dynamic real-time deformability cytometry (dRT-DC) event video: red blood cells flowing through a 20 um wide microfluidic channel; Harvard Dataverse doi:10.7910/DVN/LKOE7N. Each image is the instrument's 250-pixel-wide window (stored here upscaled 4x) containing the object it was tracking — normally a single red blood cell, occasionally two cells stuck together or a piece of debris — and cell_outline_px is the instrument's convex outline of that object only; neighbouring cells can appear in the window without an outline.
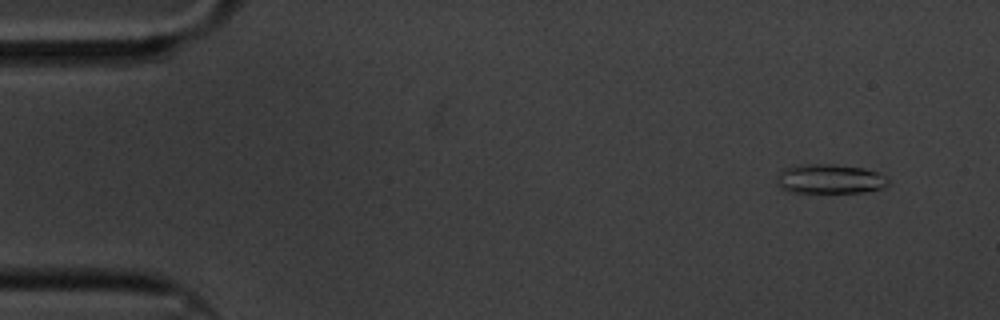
{"species": "common noctule bat (a hibernating species)", "species_latin": "Nyctalus noctula", "temperature_condition": "cold", "stored_images_in_passage": 61, "camera_frame_rate_fps": 3000, "um_per_image_px": 0.085, "animal": {"sex": "male", "body_mass_g": 20.1, "forearm_length_mm": 53.5}, "frame": {"image": 1, "passage_image": 5, "time_ms": 1.333, "image_size_px": [1000, 320], "cell_outline_px": [[892, 184], [884, 188], [864, 192], [792, 192], [780, 188], [776, 184], [776, 176], [784, 168], [796, 164], [832, 164], [864, 168], [888, 176]], "centroid_in_image_um": [70.56, 15.2], "position_along_channel_um": 14.4, "area_um2": 19.54}}
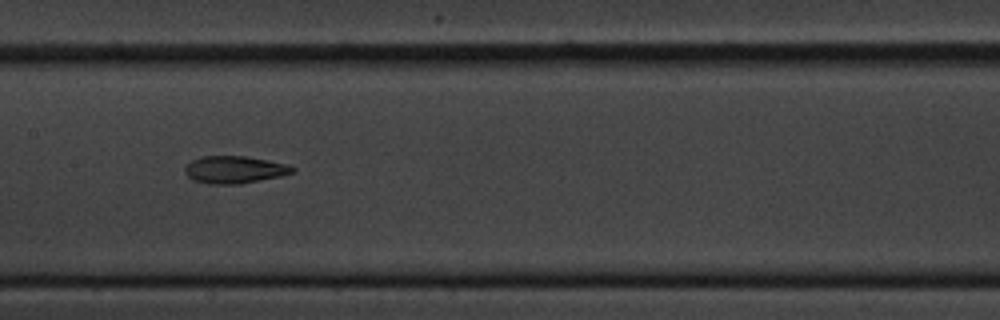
{"frame": {"image": 2, "passage_image": 30, "time_ms": 9.667, "image_size_px": [1000, 320], "cell_outline_px": [[296, 168], [292, 172], [284, 176], [240, 184], [208, 184], [192, 180], [184, 172], [184, 168], [192, 160], [200, 156], [244, 156], [268, 160], [288, 164]], "centroid_in_image_um": [19.94, 14.43], "position_along_channel_um": 187.5, "area_um2": 17.34}}
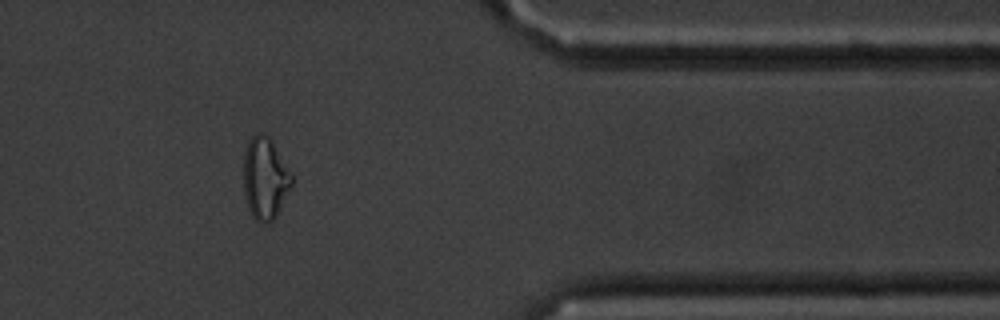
{"frame": {"image": 3, "passage_image": 50, "time_ms": 16.333, "image_size_px": [1000, 320], "cell_outline_px": [[292, 184], [276, 216], [268, 224], [260, 224], [252, 216], [248, 208], [244, 196], [244, 152], [248, 140], [256, 132], [260, 132], [268, 136], [292, 172]], "centroid_in_image_um": [22.52, 15.17], "position_along_channel_um": 388.9, "area_um2": 23.12}, "authors_computed_cell_mechanics": {"area_um2": 18.1492, "velocity_mm_per_s": 3.3242, "shape_relaxation_time_tau1_ms": null, "shape_relaxation_time_tau2_ms": 3.5929, "deformation_change_tau1": null, "deformation_change_tau2": 0.1252}}